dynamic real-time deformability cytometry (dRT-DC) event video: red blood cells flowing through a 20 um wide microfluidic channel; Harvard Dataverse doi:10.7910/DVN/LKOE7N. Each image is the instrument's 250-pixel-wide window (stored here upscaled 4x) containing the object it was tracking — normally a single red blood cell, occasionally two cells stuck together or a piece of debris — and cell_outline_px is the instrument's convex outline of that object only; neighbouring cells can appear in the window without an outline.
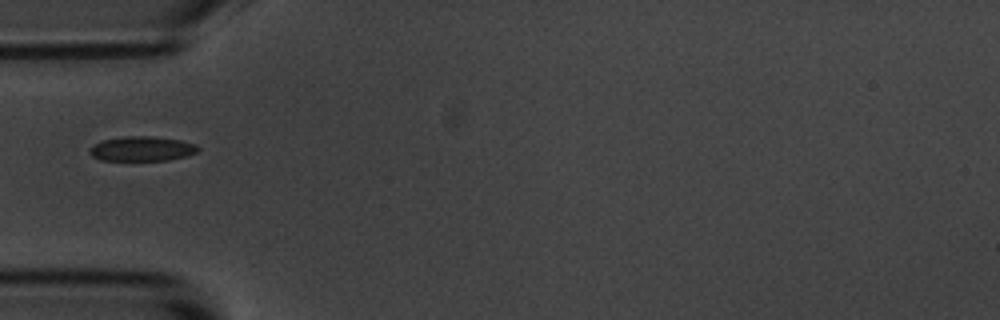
{"species": "common noctule bat (a hibernating species)", "species_latin": "Nyctalus noctula", "temperature_condition": "room temperature", "stored_images_in_passage": 16, "camera_frame_rate_fps": 3000, "um_per_image_px": 0.085, "animal": {"sex": "male", "body_mass_g": 20.1, "forearm_length_mm": 53.5}, "frame": {"image": 1, "passage_image": 1, "time_ms": 0.0, "image_size_px": [1000, 320], "cell_outline_px": [[200, 148], [196, 152], [188, 156], [168, 160], [100, 160], [92, 156], [88, 152], [88, 148], [100, 140], [128, 136], [148, 136], [180, 140], [196, 144]], "centroid_in_image_um": [12.04, 12.64], "position_along_channel_um": 73.0, "area_um2": 15.66}}
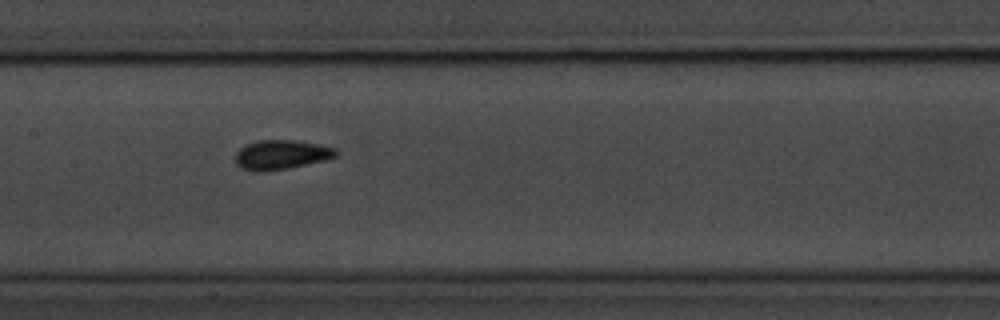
{"frame": {"image": 2, "passage_image": 10, "time_ms": 3.0, "image_size_px": [1000, 320], "cell_outline_px": [[336, 156], [324, 160], [288, 168], [264, 172], [252, 172], [240, 168], [236, 164], [236, 152], [244, 144], [260, 140], [292, 140], [320, 144], [336, 148]], "centroid_in_image_um": [23.85, 13.16], "position_along_channel_um": 183.5, "area_um2": 17.34}}
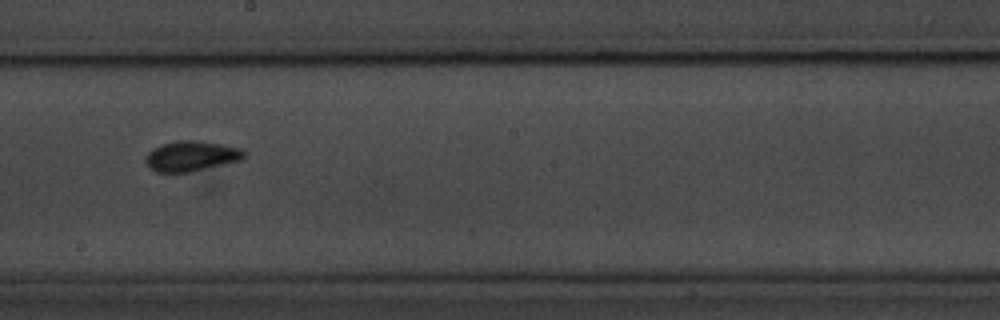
{"frame": {"image": 3, "passage_image": 14, "time_ms": 4.333, "image_size_px": [1000, 320], "cell_outline_px": [[244, 156], [240, 160], [188, 172], [168, 176], [156, 172], [144, 160], [148, 152], [152, 148], [176, 140], [196, 140], [220, 144], [240, 148], [244, 152]], "centroid_in_image_um": [16.18, 13.29], "position_along_channel_um": 232.0, "area_um2": 17.46}}